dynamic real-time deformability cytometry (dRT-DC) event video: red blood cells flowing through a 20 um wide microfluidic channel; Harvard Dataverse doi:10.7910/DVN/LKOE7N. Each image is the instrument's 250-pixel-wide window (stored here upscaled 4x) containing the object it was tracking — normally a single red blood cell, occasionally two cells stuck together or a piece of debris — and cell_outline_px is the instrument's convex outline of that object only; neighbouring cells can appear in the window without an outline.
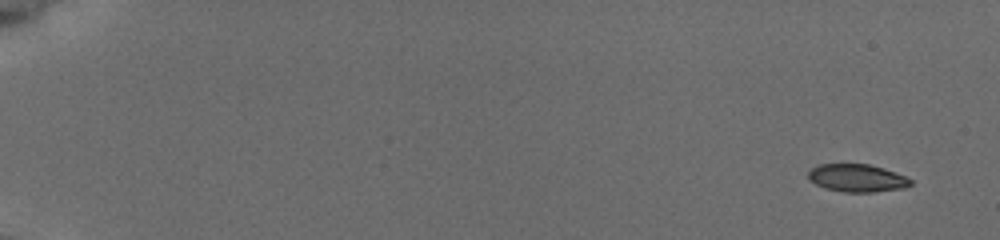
{"species": "common noctule bat (a hibernating species)", "species_latin": "Nyctalus noctula", "temperature_condition": "cold", "stored_images_in_passage": 16, "camera_frame_rate_fps": 3000, "um_per_image_px": 0.085, "animal": {"sex": "female", "body_mass_g": 19.5, "forearm_length_mm": 54.1}, "frame": {"image": 1, "passage_image": 1, "time_ms": 0.0, "image_size_px": [1000, 240], "cell_outline_px": [[912, 184], [904, 188], [872, 192], [840, 192], [824, 188], [808, 180], [808, 172], [812, 168], [820, 164], [868, 164], [884, 168], [904, 176], [912, 180]], "centroid_in_image_um": [72.82, 15.14], "position_along_channel_um": 12.2, "area_um2": 16.59}}
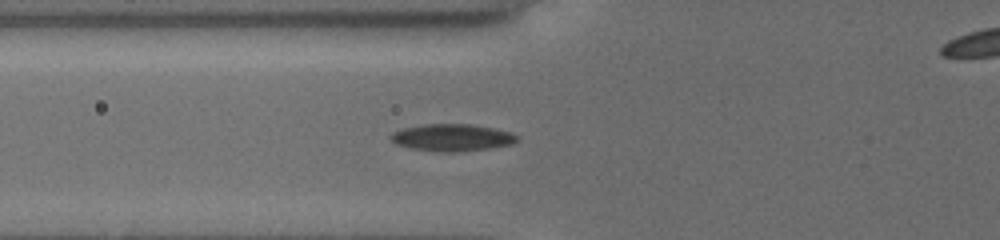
{"frame": {"image": 2, "passage_image": 13, "time_ms": 6.667, "image_size_px": [1000, 240], "cell_outline_px": [[520, 136], [512, 144], [488, 148], [460, 152], [440, 152], [412, 148], [396, 144], [388, 136], [392, 132], [404, 128], [424, 124], [468, 124], [492, 128], [508, 132]], "centroid_in_image_um": [38.39, 11.69], "position_along_channel_um": 87.4, "area_um2": 19.77}}
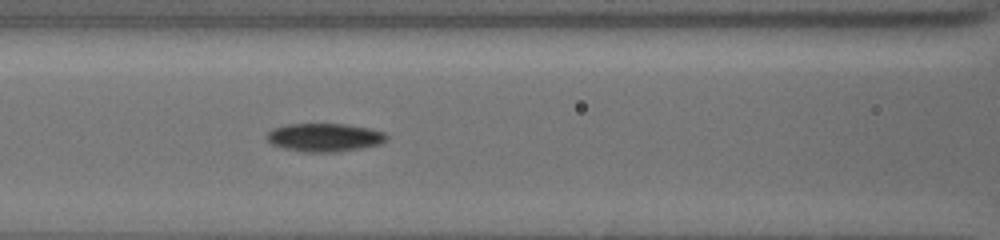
{"frame": {"image": 3, "passage_image": 16, "time_ms": 8.0, "image_size_px": [1000, 240], "cell_outline_px": [[388, 136], [380, 144], [360, 148], [336, 152], [300, 152], [284, 148], [272, 144], [268, 140], [268, 132], [272, 128], [288, 124], [348, 124], [368, 128], [384, 132]], "centroid_in_image_um": [27.57, 11.68], "position_along_channel_um": 139.0, "area_um2": 19.65}}